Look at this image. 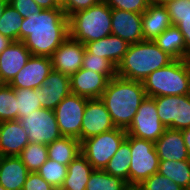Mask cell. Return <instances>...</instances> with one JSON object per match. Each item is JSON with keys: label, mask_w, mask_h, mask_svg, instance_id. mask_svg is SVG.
<instances>
[{"label": "cell", "mask_w": 190, "mask_h": 190, "mask_svg": "<svg viewBox=\"0 0 190 190\" xmlns=\"http://www.w3.org/2000/svg\"><path fill=\"white\" fill-rule=\"evenodd\" d=\"M68 36L69 18L62 8L30 14L20 28V41L33 56L50 57Z\"/></svg>", "instance_id": "cell-1"}, {"label": "cell", "mask_w": 190, "mask_h": 190, "mask_svg": "<svg viewBox=\"0 0 190 190\" xmlns=\"http://www.w3.org/2000/svg\"><path fill=\"white\" fill-rule=\"evenodd\" d=\"M145 97L142 82L116 75L108 81L100 99L104 102L113 124L127 130Z\"/></svg>", "instance_id": "cell-2"}, {"label": "cell", "mask_w": 190, "mask_h": 190, "mask_svg": "<svg viewBox=\"0 0 190 190\" xmlns=\"http://www.w3.org/2000/svg\"><path fill=\"white\" fill-rule=\"evenodd\" d=\"M175 59L159 48L154 41L129 44L117 66V76L143 82L153 71L168 66Z\"/></svg>", "instance_id": "cell-3"}, {"label": "cell", "mask_w": 190, "mask_h": 190, "mask_svg": "<svg viewBox=\"0 0 190 190\" xmlns=\"http://www.w3.org/2000/svg\"><path fill=\"white\" fill-rule=\"evenodd\" d=\"M111 34V8L103 1L69 17V36L84 45Z\"/></svg>", "instance_id": "cell-4"}, {"label": "cell", "mask_w": 190, "mask_h": 190, "mask_svg": "<svg viewBox=\"0 0 190 190\" xmlns=\"http://www.w3.org/2000/svg\"><path fill=\"white\" fill-rule=\"evenodd\" d=\"M142 84L151 98L189 94V60H174L150 73Z\"/></svg>", "instance_id": "cell-5"}, {"label": "cell", "mask_w": 190, "mask_h": 190, "mask_svg": "<svg viewBox=\"0 0 190 190\" xmlns=\"http://www.w3.org/2000/svg\"><path fill=\"white\" fill-rule=\"evenodd\" d=\"M126 137V130L116 127L97 136L82 140L80 142L81 153L86 157L93 169L104 170Z\"/></svg>", "instance_id": "cell-6"}, {"label": "cell", "mask_w": 190, "mask_h": 190, "mask_svg": "<svg viewBox=\"0 0 190 190\" xmlns=\"http://www.w3.org/2000/svg\"><path fill=\"white\" fill-rule=\"evenodd\" d=\"M126 140L131 148L129 185H140L151 175L158 173L160 160L153 141L130 135H127Z\"/></svg>", "instance_id": "cell-7"}, {"label": "cell", "mask_w": 190, "mask_h": 190, "mask_svg": "<svg viewBox=\"0 0 190 190\" xmlns=\"http://www.w3.org/2000/svg\"><path fill=\"white\" fill-rule=\"evenodd\" d=\"M29 143L48 145L62 137L53 110L39 108L19 119Z\"/></svg>", "instance_id": "cell-8"}, {"label": "cell", "mask_w": 190, "mask_h": 190, "mask_svg": "<svg viewBox=\"0 0 190 190\" xmlns=\"http://www.w3.org/2000/svg\"><path fill=\"white\" fill-rule=\"evenodd\" d=\"M87 98L70 94L55 108L54 114L62 136L73 137L81 142V124Z\"/></svg>", "instance_id": "cell-9"}, {"label": "cell", "mask_w": 190, "mask_h": 190, "mask_svg": "<svg viewBox=\"0 0 190 190\" xmlns=\"http://www.w3.org/2000/svg\"><path fill=\"white\" fill-rule=\"evenodd\" d=\"M157 113L166 128L183 130L190 127V95L158 96L153 98Z\"/></svg>", "instance_id": "cell-10"}, {"label": "cell", "mask_w": 190, "mask_h": 190, "mask_svg": "<svg viewBox=\"0 0 190 190\" xmlns=\"http://www.w3.org/2000/svg\"><path fill=\"white\" fill-rule=\"evenodd\" d=\"M165 129L158 116L155 100L146 96L126 132L127 135L155 142Z\"/></svg>", "instance_id": "cell-11"}, {"label": "cell", "mask_w": 190, "mask_h": 190, "mask_svg": "<svg viewBox=\"0 0 190 190\" xmlns=\"http://www.w3.org/2000/svg\"><path fill=\"white\" fill-rule=\"evenodd\" d=\"M116 128L104 104L98 99H87L81 124V141Z\"/></svg>", "instance_id": "cell-12"}, {"label": "cell", "mask_w": 190, "mask_h": 190, "mask_svg": "<svg viewBox=\"0 0 190 190\" xmlns=\"http://www.w3.org/2000/svg\"><path fill=\"white\" fill-rule=\"evenodd\" d=\"M86 47L83 43L68 36L50 56L52 68L71 76L82 68Z\"/></svg>", "instance_id": "cell-13"}, {"label": "cell", "mask_w": 190, "mask_h": 190, "mask_svg": "<svg viewBox=\"0 0 190 190\" xmlns=\"http://www.w3.org/2000/svg\"><path fill=\"white\" fill-rule=\"evenodd\" d=\"M52 69L50 57L31 55L25 66L14 76L9 85L12 88L37 89Z\"/></svg>", "instance_id": "cell-14"}, {"label": "cell", "mask_w": 190, "mask_h": 190, "mask_svg": "<svg viewBox=\"0 0 190 190\" xmlns=\"http://www.w3.org/2000/svg\"><path fill=\"white\" fill-rule=\"evenodd\" d=\"M111 34L119 36L129 44L144 41L142 14L111 9Z\"/></svg>", "instance_id": "cell-15"}, {"label": "cell", "mask_w": 190, "mask_h": 190, "mask_svg": "<svg viewBox=\"0 0 190 190\" xmlns=\"http://www.w3.org/2000/svg\"><path fill=\"white\" fill-rule=\"evenodd\" d=\"M70 94V76L53 69L39 87L41 107L53 111Z\"/></svg>", "instance_id": "cell-16"}, {"label": "cell", "mask_w": 190, "mask_h": 190, "mask_svg": "<svg viewBox=\"0 0 190 190\" xmlns=\"http://www.w3.org/2000/svg\"><path fill=\"white\" fill-rule=\"evenodd\" d=\"M109 79L92 70L80 68L70 76L71 93L87 99L101 98Z\"/></svg>", "instance_id": "cell-17"}, {"label": "cell", "mask_w": 190, "mask_h": 190, "mask_svg": "<svg viewBox=\"0 0 190 190\" xmlns=\"http://www.w3.org/2000/svg\"><path fill=\"white\" fill-rule=\"evenodd\" d=\"M31 55L22 41H13L0 54V81L2 84H9L25 66Z\"/></svg>", "instance_id": "cell-18"}, {"label": "cell", "mask_w": 190, "mask_h": 190, "mask_svg": "<svg viewBox=\"0 0 190 190\" xmlns=\"http://www.w3.org/2000/svg\"><path fill=\"white\" fill-rule=\"evenodd\" d=\"M28 143L27 133L19 120L0 122L1 156H19Z\"/></svg>", "instance_id": "cell-19"}, {"label": "cell", "mask_w": 190, "mask_h": 190, "mask_svg": "<svg viewBox=\"0 0 190 190\" xmlns=\"http://www.w3.org/2000/svg\"><path fill=\"white\" fill-rule=\"evenodd\" d=\"M159 160H190L181 130L166 128L154 142Z\"/></svg>", "instance_id": "cell-20"}, {"label": "cell", "mask_w": 190, "mask_h": 190, "mask_svg": "<svg viewBox=\"0 0 190 190\" xmlns=\"http://www.w3.org/2000/svg\"><path fill=\"white\" fill-rule=\"evenodd\" d=\"M128 46L129 43L113 34L85 44L86 50L89 53L109 60L116 68L127 52Z\"/></svg>", "instance_id": "cell-21"}, {"label": "cell", "mask_w": 190, "mask_h": 190, "mask_svg": "<svg viewBox=\"0 0 190 190\" xmlns=\"http://www.w3.org/2000/svg\"><path fill=\"white\" fill-rule=\"evenodd\" d=\"M28 174L19 156H1L0 184L6 190H22Z\"/></svg>", "instance_id": "cell-22"}, {"label": "cell", "mask_w": 190, "mask_h": 190, "mask_svg": "<svg viewBox=\"0 0 190 190\" xmlns=\"http://www.w3.org/2000/svg\"><path fill=\"white\" fill-rule=\"evenodd\" d=\"M172 25L165 6L150 3L142 14V34L144 41H153Z\"/></svg>", "instance_id": "cell-23"}, {"label": "cell", "mask_w": 190, "mask_h": 190, "mask_svg": "<svg viewBox=\"0 0 190 190\" xmlns=\"http://www.w3.org/2000/svg\"><path fill=\"white\" fill-rule=\"evenodd\" d=\"M92 165L81 153L67 167V175L60 190H86L93 171Z\"/></svg>", "instance_id": "cell-24"}, {"label": "cell", "mask_w": 190, "mask_h": 190, "mask_svg": "<svg viewBox=\"0 0 190 190\" xmlns=\"http://www.w3.org/2000/svg\"><path fill=\"white\" fill-rule=\"evenodd\" d=\"M172 25L183 34L186 44V60L190 59V0H173L164 5Z\"/></svg>", "instance_id": "cell-25"}, {"label": "cell", "mask_w": 190, "mask_h": 190, "mask_svg": "<svg viewBox=\"0 0 190 190\" xmlns=\"http://www.w3.org/2000/svg\"><path fill=\"white\" fill-rule=\"evenodd\" d=\"M153 41L175 60H186V44L183 34L176 25H171Z\"/></svg>", "instance_id": "cell-26"}, {"label": "cell", "mask_w": 190, "mask_h": 190, "mask_svg": "<svg viewBox=\"0 0 190 190\" xmlns=\"http://www.w3.org/2000/svg\"><path fill=\"white\" fill-rule=\"evenodd\" d=\"M47 148L49 159L67 166L81 154V143L73 137L62 136L48 144Z\"/></svg>", "instance_id": "cell-27"}, {"label": "cell", "mask_w": 190, "mask_h": 190, "mask_svg": "<svg viewBox=\"0 0 190 190\" xmlns=\"http://www.w3.org/2000/svg\"><path fill=\"white\" fill-rule=\"evenodd\" d=\"M158 173L184 190H190V160H160Z\"/></svg>", "instance_id": "cell-28"}, {"label": "cell", "mask_w": 190, "mask_h": 190, "mask_svg": "<svg viewBox=\"0 0 190 190\" xmlns=\"http://www.w3.org/2000/svg\"><path fill=\"white\" fill-rule=\"evenodd\" d=\"M131 163L130 143L125 139L104 168L111 176H118L129 185V168Z\"/></svg>", "instance_id": "cell-29"}, {"label": "cell", "mask_w": 190, "mask_h": 190, "mask_svg": "<svg viewBox=\"0 0 190 190\" xmlns=\"http://www.w3.org/2000/svg\"><path fill=\"white\" fill-rule=\"evenodd\" d=\"M19 157L29 172H37L48 159L47 145L28 143Z\"/></svg>", "instance_id": "cell-30"}, {"label": "cell", "mask_w": 190, "mask_h": 190, "mask_svg": "<svg viewBox=\"0 0 190 190\" xmlns=\"http://www.w3.org/2000/svg\"><path fill=\"white\" fill-rule=\"evenodd\" d=\"M127 185V182L118 176L94 169L86 184V190H124Z\"/></svg>", "instance_id": "cell-31"}, {"label": "cell", "mask_w": 190, "mask_h": 190, "mask_svg": "<svg viewBox=\"0 0 190 190\" xmlns=\"http://www.w3.org/2000/svg\"><path fill=\"white\" fill-rule=\"evenodd\" d=\"M22 21L21 14L8 3L0 18V33L13 41H20Z\"/></svg>", "instance_id": "cell-32"}, {"label": "cell", "mask_w": 190, "mask_h": 190, "mask_svg": "<svg viewBox=\"0 0 190 190\" xmlns=\"http://www.w3.org/2000/svg\"><path fill=\"white\" fill-rule=\"evenodd\" d=\"M17 100L18 120L27 117L34 110L42 108L39 98V88H13Z\"/></svg>", "instance_id": "cell-33"}, {"label": "cell", "mask_w": 190, "mask_h": 190, "mask_svg": "<svg viewBox=\"0 0 190 190\" xmlns=\"http://www.w3.org/2000/svg\"><path fill=\"white\" fill-rule=\"evenodd\" d=\"M18 120L17 100L9 84L0 85V122Z\"/></svg>", "instance_id": "cell-34"}, {"label": "cell", "mask_w": 190, "mask_h": 190, "mask_svg": "<svg viewBox=\"0 0 190 190\" xmlns=\"http://www.w3.org/2000/svg\"><path fill=\"white\" fill-rule=\"evenodd\" d=\"M67 167L48 158L37 173L56 190H60L67 175Z\"/></svg>", "instance_id": "cell-35"}, {"label": "cell", "mask_w": 190, "mask_h": 190, "mask_svg": "<svg viewBox=\"0 0 190 190\" xmlns=\"http://www.w3.org/2000/svg\"><path fill=\"white\" fill-rule=\"evenodd\" d=\"M82 68L104 74L109 80L117 75V68L107 59L85 50Z\"/></svg>", "instance_id": "cell-36"}, {"label": "cell", "mask_w": 190, "mask_h": 190, "mask_svg": "<svg viewBox=\"0 0 190 190\" xmlns=\"http://www.w3.org/2000/svg\"><path fill=\"white\" fill-rule=\"evenodd\" d=\"M143 190H184L166 176L155 173L139 185Z\"/></svg>", "instance_id": "cell-37"}, {"label": "cell", "mask_w": 190, "mask_h": 190, "mask_svg": "<svg viewBox=\"0 0 190 190\" xmlns=\"http://www.w3.org/2000/svg\"><path fill=\"white\" fill-rule=\"evenodd\" d=\"M111 9L125 10L143 14L150 4V0H104Z\"/></svg>", "instance_id": "cell-38"}, {"label": "cell", "mask_w": 190, "mask_h": 190, "mask_svg": "<svg viewBox=\"0 0 190 190\" xmlns=\"http://www.w3.org/2000/svg\"><path fill=\"white\" fill-rule=\"evenodd\" d=\"M8 3L21 14L23 19L43 10L34 0H8Z\"/></svg>", "instance_id": "cell-39"}, {"label": "cell", "mask_w": 190, "mask_h": 190, "mask_svg": "<svg viewBox=\"0 0 190 190\" xmlns=\"http://www.w3.org/2000/svg\"><path fill=\"white\" fill-rule=\"evenodd\" d=\"M103 1L104 0H66L61 8L64 10L65 15L69 18L72 14L81 10H86Z\"/></svg>", "instance_id": "cell-40"}, {"label": "cell", "mask_w": 190, "mask_h": 190, "mask_svg": "<svg viewBox=\"0 0 190 190\" xmlns=\"http://www.w3.org/2000/svg\"><path fill=\"white\" fill-rule=\"evenodd\" d=\"M22 190H56L37 172H29Z\"/></svg>", "instance_id": "cell-41"}, {"label": "cell", "mask_w": 190, "mask_h": 190, "mask_svg": "<svg viewBox=\"0 0 190 190\" xmlns=\"http://www.w3.org/2000/svg\"><path fill=\"white\" fill-rule=\"evenodd\" d=\"M42 9L61 8L56 0H34Z\"/></svg>", "instance_id": "cell-42"}, {"label": "cell", "mask_w": 190, "mask_h": 190, "mask_svg": "<svg viewBox=\"0 0 190 190\" xmlns=\"http://www.w3.org/2000/svg\"><path fill=\"white\" fill-rule=\"evenodd\" d=\"M181 132H182L184 143L186 145V149H187L188 154L190 156V127L181 130Z\"/></svg>", "instance_id": "cell-43"}, {"label": "cell", "mask_w": 190, "mask_h": 190, "mask_svg": "<svg viewBox=\"0 0 190 190\" xmlns=\"http://www.w3.org/2000/svg\"><path fill=\"white\" fill-rule=\"evenodd\" d=\"M13 42L10 38L0 33V54Z\"/></svg>", "instance_id": "cell-44"}, {"label": "cell", "mask_w": 190, "mask_h": 190, "mask_svg": "<svg viewBox=\"0 0 190 190\" xmlns=\"http://www.w3.org/2000/svg\"><path fill=\"white\" fill-rule=\"evenodd\" d=\"M173 0H150V3L155 5H166L168 2H171Z\"/></svg>", "instance_id": "cell-45"}, {"label": "cell", "mask_w": 190, "mask_h": 190, "mask_svg": "<svg viewBox=\"0 0 190 190\" xmlns=\"http://www.w3.org/2000/svg\"><path fill=\"white\" fill-rule=\"evenodd\" d=\"M7 4H8V0H0V18Z\"/></svg>", "instance_id": "cell-46"}, {"label": "cell", "mask_w": 190, "mask_h": 190, "mask_svg": "<svg viewBox=\"0 0 190 190\" xmlns=\"http://www.w3.org/2000/svg\"><path fill=\"white\" fill-rule=\"evenodd\" d=\"M124 190H143L139 185H127Z\"/></svg>", "instance_id": "cell-47"}, {"label": "cell", "mask_w": 190, "mask_h": 190, "mask_svg": "<svg viewBox=\"0 0 190 190\" xmlns=\"http://www.w3.org/2000/svg\"><path fill=\"white\" fill-rule=\"evenodd\" d=\"M189 95H190V59H189Z\"/></svg>", "instance_id": "cell-48"}, {"label": "cell", "mask_w": 190, "mask_h": 190, "mask_svg": "<svg viewBox=\"0 0 190 190\" xmlns=\"http://www.w3.org/2000/svg\"><path fill=\"white\" fill-rule=\"evenodd\" d=\"M61 6L66 2V0H56Z\"/></svg>", "instance_id": "cell-49"}, {"label": "cell", "mask_w": 190, "mask_h": 190, "mask_svg": "<svg viewBox=\"0 0 190 190\" xmlns=\"http://www.w3.org/2000/svg\"><path fill=\"white\" fill-rule=\"evenodd\" d=\"M0 190H6V189L0 184Z\"/></svg>", "instance_id": "cell-50"}]
</instances>
